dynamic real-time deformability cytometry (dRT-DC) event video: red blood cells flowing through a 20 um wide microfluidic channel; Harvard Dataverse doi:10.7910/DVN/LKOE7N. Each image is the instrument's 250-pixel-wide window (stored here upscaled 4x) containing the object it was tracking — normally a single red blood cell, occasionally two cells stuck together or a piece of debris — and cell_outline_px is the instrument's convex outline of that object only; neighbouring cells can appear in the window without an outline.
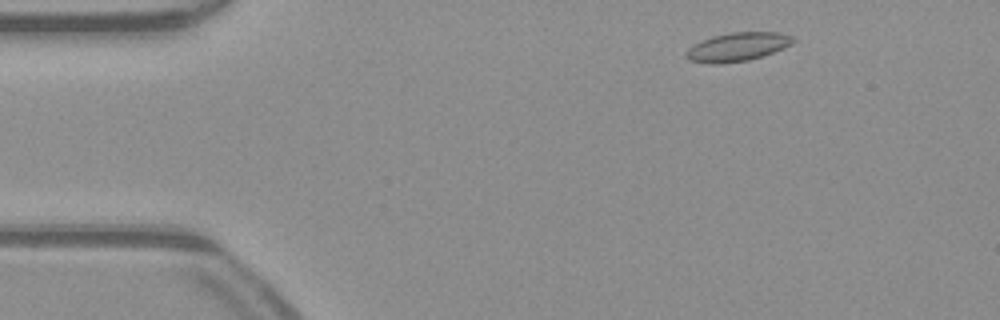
{"species": "common noctule bat (a hibernating species)", "species_latin": "Nyctalus noctula", "temperature_condition": "warm", "stored_images_in_passage": 49, "segment_of_instrument_passage": [1, 2], "camera_frame_rate_fps": 3000, "um_per_image_px": 0.085, "animal": {"sex": "male", "body_mass_g": 23.1, "forearm_length_mm": 52.7}, "frame": {"image": 1, "passage_image": 4, "time_ms": 1.0, "image_size_px": [1000, 320], "cell_outline_px": [[796, 40], [792, 44], [784, 48], [764, 56], [748, 60], [720, 64], [712, 64], [688, 60], [684, 56], [684, 52], [692, 44], [700, 40], [712, 36], [732, 32], [780, 32], [792, 36]], "centroid_in_image_um": [62.66, 3.99], "position_along_channel_um": 22.3, "area_um2": 18.21}}
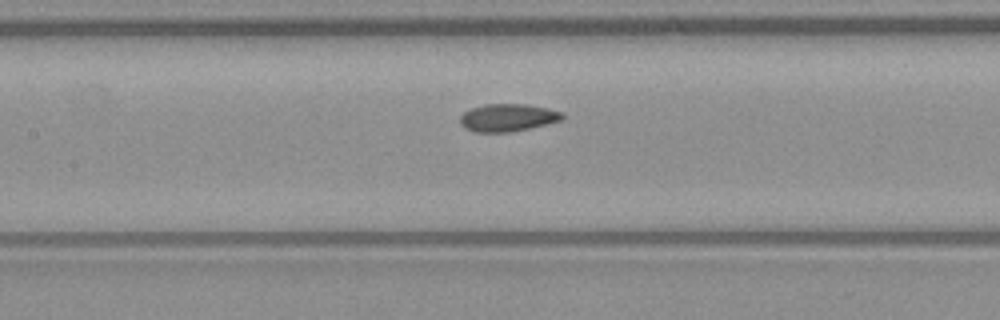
{"frame": {"image": 2, "passage_image": 20, "time_ms": 6.333, "image_size_px": [1000, 320], "cell_outline_px": [[564, 120], [528, 128], [508, 132], [476, 132], [464, 128], [460, 124], [460, 116], [464, 112], [472, 108], [484, 104], [528, 104], [548, 108], [564, 112]], "centroid_in_image_um": [43.18, 9.99], "position_along_channel_um": 164.2, "area_um2": 16.53}}
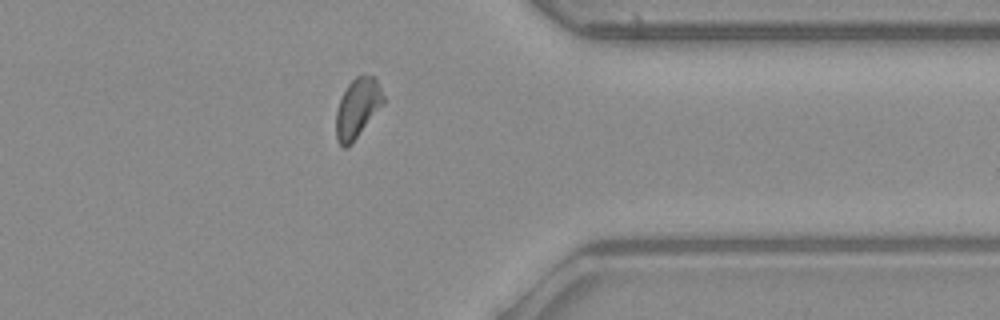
{"frame": {"image": 3, "passage_image": 37, "time_ms": 12.0, "image_size_px": [1000, 320], "cell_outline_px": [[384, 104], [352, 144], [344, 148], [336, 140], [336, 112], [340, 100], [348, 84], [356, 76], [372, 76], [376, 80], [384, 96]], "centroid_in_image_um": [30.38, 9.23], "position_along_channel_um": 381.0, "area_um2": 16.3}}